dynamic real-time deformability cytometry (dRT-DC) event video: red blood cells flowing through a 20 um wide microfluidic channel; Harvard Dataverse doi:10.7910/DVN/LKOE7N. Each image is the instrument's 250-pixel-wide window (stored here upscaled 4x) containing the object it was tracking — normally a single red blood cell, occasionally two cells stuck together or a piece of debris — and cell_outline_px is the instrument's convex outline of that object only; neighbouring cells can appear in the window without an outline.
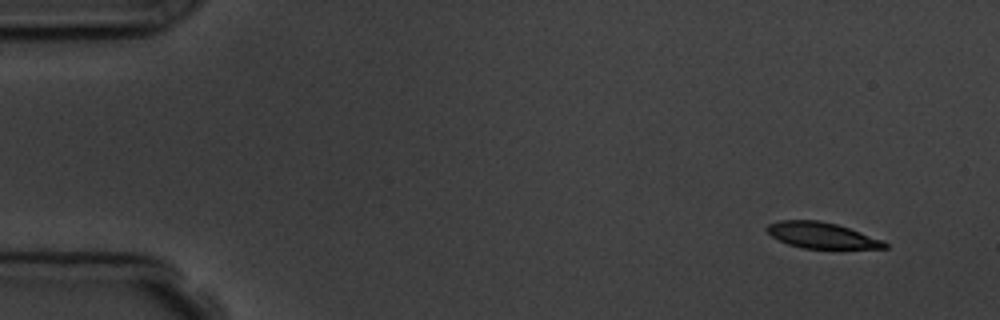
{"species": "common noctule bat (a hibernating species)", "species_latin": "Nyctalus noctula", "temperature_condition": "room temperature", "stored_images_in_passage": 6, "camera_frame_rate_fps": 3000, "um_per_image_px": 0.085, "animal": {"sex": "male", "body_mass_g": 19.5, "forearm_length_mm": 54.6}, "frame": {"image": 1, "passage_image": 1, "time_ms": 0.0, "image_size_px": [1000, 320], "cell_outline_px": [[888, 248], [804, 248], [788, 244], [772, 236], [764, 228], [768, 224], [780, 220], [820, 220], [836, 224], [884, 240], [888, 244]], "centroid_in_image_um": [69.83, 19.99], "position_along_channel_um": 15.2, "area_um2": 17.63}}